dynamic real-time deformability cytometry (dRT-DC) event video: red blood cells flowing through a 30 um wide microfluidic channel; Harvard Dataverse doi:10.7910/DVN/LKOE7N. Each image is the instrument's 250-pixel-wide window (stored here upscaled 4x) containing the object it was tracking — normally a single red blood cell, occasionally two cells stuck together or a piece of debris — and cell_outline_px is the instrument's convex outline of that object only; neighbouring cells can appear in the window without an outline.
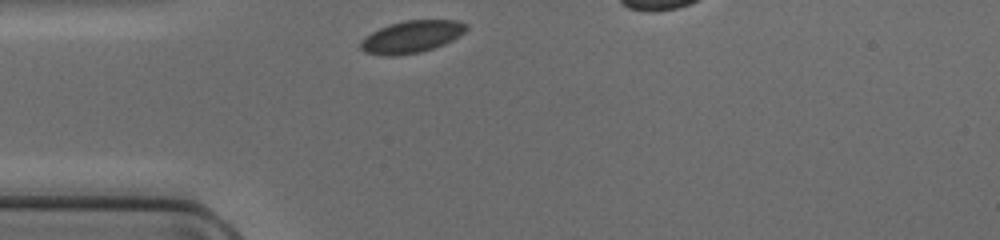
{"species": "common noctule bat (a hibernating species)", "species_latin": "Nyctalus noctula", "temperature_condition": "cold", "stored_images_in_passage": 9, "camera_frame_rate_fps": 3000, "um_per_image_px": 0.085, "animal": {"sex": "female", "body_mass_g": 17.0, "forearm_length_mm": 48.0}, "frame": {"image": 1, "passage_image": 1, "time_ms": 0.0, "image_size_px": [1000, 240], "cell_outline_px": [[468, 28], [460, 36], [444, 44], [420, 52], [392, 56], [384, 56], [364, 52], [360, 48], [360, 40], [364, 36], [388, 24], [404, 20], [460, 20], [468, 24]], "centroid_in_image_um": [34.98, 3.11], "position_along_channel_um": 50.0, "area_um2": 20.0}}
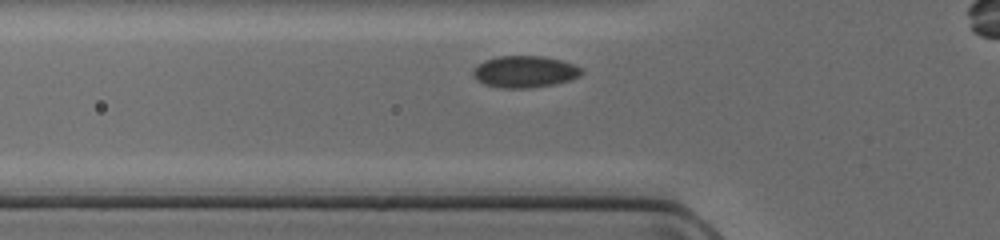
{"frame": {"image": 2, "passage_image": 4, "time_ms": 1.0, "image_size_px": [1000, 240], "cell_outline_px": [[584, 72], [580, 76], [572, 80], [532, 88], [500, 88], [484, 84], [476, 80], [472, 76], [472, 68], [476, 64], [484, 60], [496, 56], [544, 56], [560, 60], [572, 64], [580, 68]], "centroid_in_image_um": [44.54, 6.09], "position_along_channel_um": 81.3, "area_um2": 20.35}}
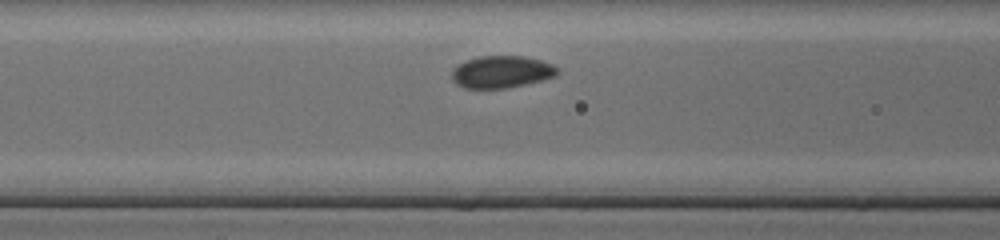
{"frame": {"image": 3, "passage_image": 7, "time_ms": 2.0, "image_size_px": [1000, 240], "cell_outline_px": [[560, 72], [556, 76], [508, 88], [464, 88], [456, 84], [452, 80], [452, 68], [464, 60], [480, 56], [524, 56], [540, 60], [552, 64]], "centroid_in_image_um": [42.59, 6.1], "position_along_channel_um": 124.0, "area_um2": 19.83}}